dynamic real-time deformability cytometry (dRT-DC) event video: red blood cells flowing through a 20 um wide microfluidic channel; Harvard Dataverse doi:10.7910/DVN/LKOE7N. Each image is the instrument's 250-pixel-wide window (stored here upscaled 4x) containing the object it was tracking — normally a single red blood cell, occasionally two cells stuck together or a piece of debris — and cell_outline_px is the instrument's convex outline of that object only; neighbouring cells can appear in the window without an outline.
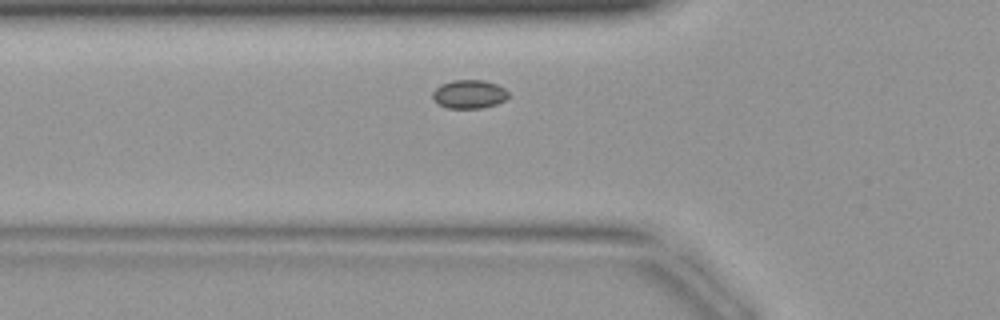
{"species": "common noctule bat (a hibernating species)", "species_latin": "Nyctalus noctula", "temperature_condition": "warm", "stored_images_in_passage": 34, "camera_frame_rate_fps": 3000, "um_per_image_px": 0.085, "animal": {"sex": "female", "body_mass_g": 19.9}, "frame": {"image": 1, "passage_image": 6, "time_ms": 1.667, "image_size_px": [1000, 320], "cell_outline_px": [[508, 96], [504, 100], [496, 104], [480, 108], [448, 108], [440, 104], [432, 96], [432, 92], [440, 84], [452, 80], [484, 80], [496, 84], [504, 88], [508, 92]], "centroid_in_image_um": [39.88, 7.99], "position_along_channel_um": 85.9, "area_um2": 12.48}}
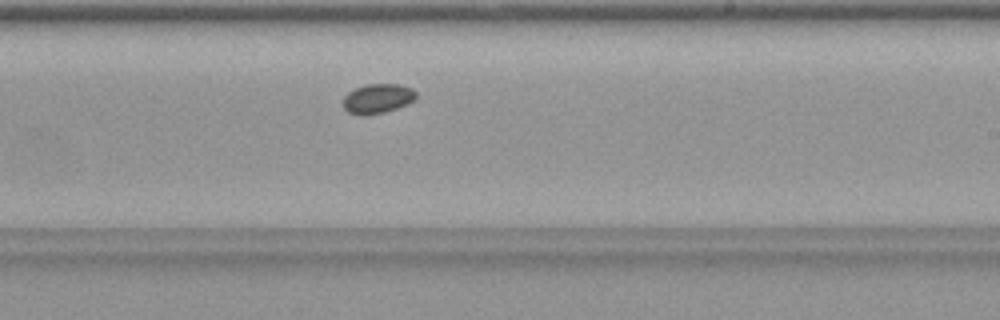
{"frame": {"image": 2, "passage_image": 17, "time_ms": 5.333, "image_size_px": [1000, 320], "cell_outline_px": [[416, 96], [412, 100], [396, 108], [384, 112], [348, 112], [344, 108], [344, 96], [348, 92], [356, 88], [368, 84], [400, 84], [412, 88], [416, 92]], "centroid_in_image_um": [32.12, 8.32], "position_along_channel_um": 256.9, "area_um2": 11.85}}
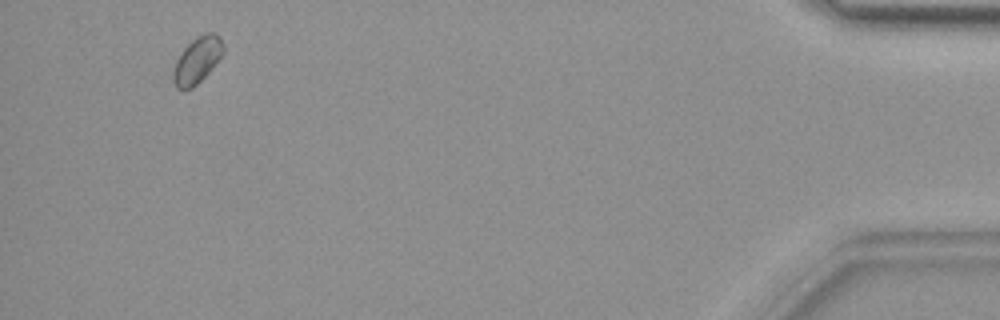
{"frame": {"image": 3, "passage_image": 32, "time_ms": 10.333, "image_size_px": [1000, 320], "cell_outline_px": [[224, 52], [212, 68], [192, 88], [176, 88], [172, 80], [172, 72], [176, 60], [184, 48], [192, 40], [208, 32], [216, 32], [220, 36], [224, 44]], "centroid_in_image_um": [16.77, 5.09], "position_along_channel_um": 418.4, "area_um2": 13.35}}